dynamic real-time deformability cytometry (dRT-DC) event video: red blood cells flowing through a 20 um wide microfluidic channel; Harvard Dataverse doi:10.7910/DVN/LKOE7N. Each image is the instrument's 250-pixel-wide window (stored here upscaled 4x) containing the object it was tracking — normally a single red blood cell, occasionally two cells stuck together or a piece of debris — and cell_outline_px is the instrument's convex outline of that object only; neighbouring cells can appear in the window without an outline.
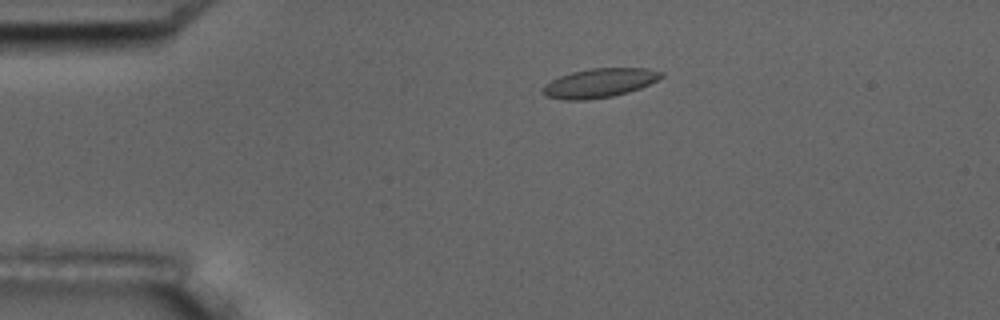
{"species": "common noctule bat (a hibernating species)", "species_latin": "Nyctalus noctula", "temperature_condition": "room temperature", "stored_images_in_passage": 4, "camera_frame_rate_fps": 3000, "um_per_image_px": 0.085, "animal": {"sex": "male", "body_mass_g": 17.5, "forearm_length_mm": 52.3}, "frame": {"image": 1, "passage_image": 1, "time_ms": 0.0, "image_size_px": [1000, 320], "cell_outline_px": [[664, 76], [640, 88], [628, 92], [612, 96], [584, 100], [564, 100], [544, 96], [540, 92], [540, 88], [544, 84], [560, 76], [572, 72], [588, 68], [648, 68], [664, 72]], "centroid_in_image_um": [50.91, 7.05], "position_along_channel_um": 34.1, "area_um2": 20.23}}
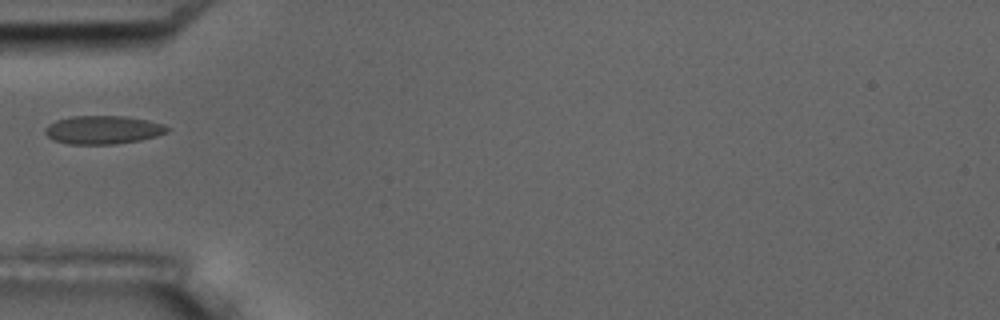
{"frame": {"image": 2, "passage_image": 3, "time_ms": 2.333, "image_size_px": [1000, 320], "cell_outline_px": [[168, 132], [156, 136], [140, 140], [112, 144], [68, 144], [52, 140], [44, 132], [44, 128], [48, 124], [56, 120], [72, 116], [124, 116], [148, 120], [164, 124], [168, 128]], "centroid_in_image_um": [8.72, 11.03], "position_along_channel_um": 76.3, "area_um2": 20.23}}